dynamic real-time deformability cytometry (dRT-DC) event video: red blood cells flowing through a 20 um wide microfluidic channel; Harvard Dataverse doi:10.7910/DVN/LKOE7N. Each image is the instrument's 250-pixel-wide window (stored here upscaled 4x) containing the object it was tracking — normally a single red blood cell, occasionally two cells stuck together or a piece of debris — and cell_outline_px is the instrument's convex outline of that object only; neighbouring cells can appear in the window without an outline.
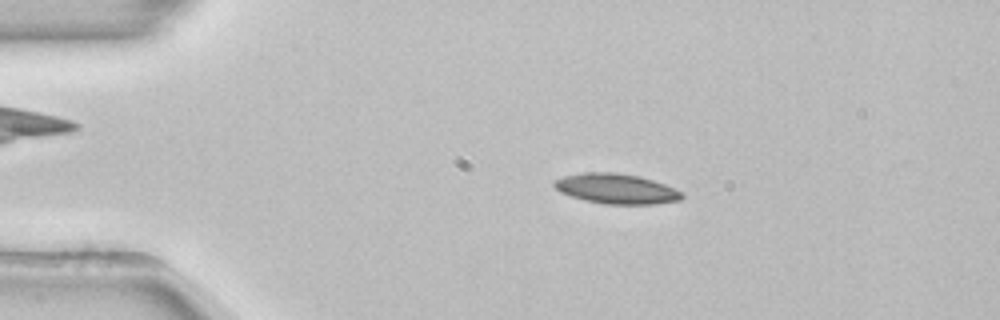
{"species": "common noctule bat (a hibernating species)", "species_latin": "Nyctalus noctula", "temperature_condition": "room temperature", "stored_images_in_passage": 52, "camera_frame_rate_fps": 3000, "um_per_image_px": 0.085, "animal": {"sex": "female", "body_mass_g": 22.7, "forearm_length_mm": 54.2}, "frame": {"image": 1, "passage_image": 10, "time_ms": 3.0, "image_size_px": [1000, 320], "cell_outline_px": [[684, 196], [680, 200], [652, 204], [604, 204], [584, 200], [560, 192], [552, 184], [552, 180], [564, 176], [584, 172], [616, 172], [640, 176], [664, 184], [684, 192]], "centroid_in_image_um": [52.37, 16.03], "position_along_channel_um": 32.6, "area_um2": 22.48}}
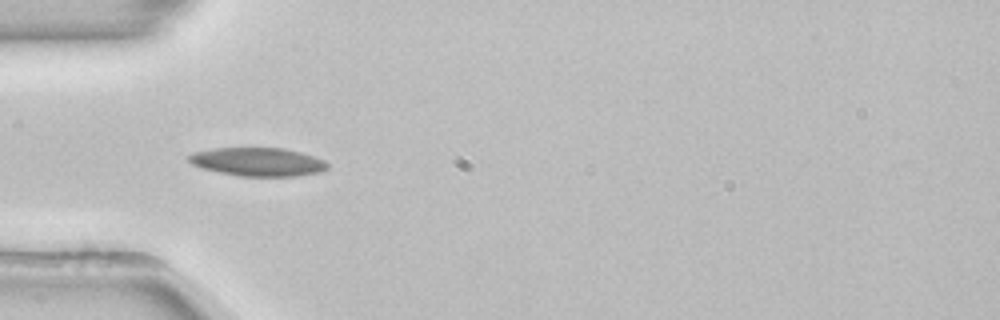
{"frame": {"image": 2, "passage_image": 16, "time_ms": 5.0, "image_size_px": [1000, 320], "cell_outline_px": [[328, 168], [320, 172], [296, 176], [240, 176], [220, 172], [204, 168], [192, 164], [188, 160], [188, 156], [192, 152], [212, 148], [284, 148], [300, 152], [324, 160], [328, 164]], "centroid_in_image_um": [21.91, 13.75], "position_along_channel_um": 63.1, "area_um2": 22.89}}
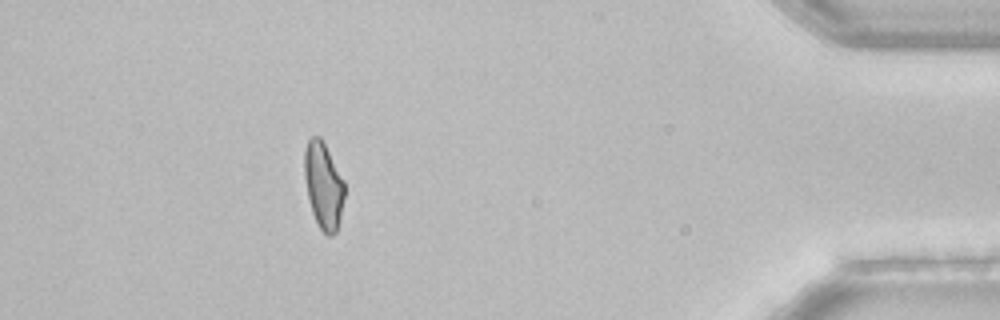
{"frame": {"image": 3, "passage_image": 47, "time_ms": 15.333, "image_size_px": [1000, 320], "cell_outline_px": [[344, 196], [340, 216], [336, 232], [332, 236], [328, 236], [320, 228], [312, 212], [308, 200], [304, 176], [304, 152], [308, 140], [312, 136], [320, 136], [344, 180]], "centroid_in_image_um": [27.48, 15.76], "position_along_channel_um": 407.7, "area_um2": 20.06}, "authors_computed_cell_mechanics": {"area_um2": 21.3282, "velocity_mm_per_s": 3.8757, "shape_relaxation_time_tau1_ms": null, "shape_relaxation_time_tau2_ms": 4.6787, "deformation_change_tau1": null, "deformation_change_tau2": 0.1131}}